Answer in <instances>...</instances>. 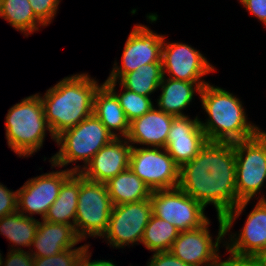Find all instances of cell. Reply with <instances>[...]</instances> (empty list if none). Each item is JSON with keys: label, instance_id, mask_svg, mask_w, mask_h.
I'll use <instances>...</instances> for the list:
<instances>
[{"label": "cell", "instance_id": "d6a6232c", "mask_svg": "<svg viewBox=\"0 0 266 266\" xmlns=\"http://www.w3.org/2000/svg\"><path fill=\"white\" fill-rule=\"evenodd\" d=\"M146 266H190L175 257L170 251L155 252Z\"/></svg>", "mask_w": 266, "mask_h": 266}, {"label": "cell", "instance_id": "9a60e30c", "mask_svg": "<svg viewBox=\"0 0 266 266\" xmlns=\"http://www.w3.org/2000/svg\"><path fill=\"white\" fill-rule=\"evenodd\" d=\"M252 208L242 230L231 233L225 249L237 257L262 258L266 254V198L262 195Z\"/></svg>", "mask_w": 266, "mask_h": 266}, {"label": "cell", "instance_id": "603a6c76", "mask_svg": "<svg viewBox=\"0 0 266 266\" xmlns=\"http://www.w3.org/2000/svg\"><path fill=\"white\" fill-rule=\"evenodd\" d=\"M105 184L113 206L149 199L152 192L130 168Z\"/></svg>", "mask_w": 266, "mask_h": 266}, {"label": "cell", "instance_id": "30bf717a", "mask_svg": "<svg viewBox=\"0 0 266 266\" xmlns=\"http://www.w3.org/2000/svg\"><path fill=\"white\" fill-rule=\"evenodd\" d=\"M149 199L113 206L107 230L101 237L110 247L124 248L139 245L146 225L152 216Z\"/></svg>", "mask_w": 266, "mask_h": 266}, {"label": "cell", "instance_id": "52a82bcc", "mask_svg": "<svg viewBox=\"0 0 266 266\" xmlns=\"http://www.w3.org/2000/svg\"><path fill=\"white\" fill-rule=\"evenodd\" d=\"M113 203L107 186L80 174V190L76 209L75 233L81 241L101 238L107 230Z\"/></svg>", "mask_w": 266, "mask_h": 266}, {"label": "cell", "instance_id": "5b68a950", "mask_svg": "<svg viewBox=\"0 0 266 266\" xmlns=\"http://www.w3.org/2000/svg\"><path fill=\"white\" fill-rule=\"evenodd\" d=\"M5 117V139H7L8 148L18 157H30L40 151L48 131L55 142L46 122L43 102L38 93L14 104Z\"/></svg>", "mask_w": 266, "mask_h": 266}, {"label": "cell", "instance_id": "3957f363", "mask_svg": "<svg viewBox=\"0 0 266 266\" xmlns=\"http://www.w3.org/2000/svg\"><path fill=\"white\" fill-rule=\"evenodd\" d=\"M199 97L202 109L208 115L205 122L200 120L208 142L236 143L250 139L261 131L248 120L243 102L229 91L208 81L201 88Z\"/></svg>", "mask_w": 266, "mask_h": 266}, {"label": "cell", "instance_id": "ac0fdd59", "mask_svg": "<svg viewBox=\"0 0 266 266\" xmlns=\"http://www.w3.org/2000/svg\"><path fill=\"white\" fill-rule=\"evenodd\" d=\"M174 117L153 106L146 114L130 122L126 139L132 147L137 144L164 148Z\"/></svg>", "mask_w": 266, "mask_h": 266}, {"label": "cell", "instance_id": "74e56055", "mask_svg": "<svg viewBox=\"0 0 266 266\" xmlns=\"http://www.w3.org/2000/svg\"><path fill=\"white\" fill-rule=\"evenodd\" d=\"M262 259L264 260L265 265H266V254L262 257Z\"/></svg>", "mask_w": 266, "mask_h": 266}, {"label": "cell", "instance_id": "2e32d148", "mask_svg": "<svg viewBox=\"0 0 266 266\" xmlns=\"http://www.w3.org/2000/svg\"><path fill=\"white\" fill-rule=\"evenodd\" d=\"M207 142L198 116L191 119L187 114L173 118L164 148L181 168L192 160Z\"/></svg>", "mask_w": 266, "mask_h": 266}, {"label": "cell", "instance_id": "7a4b0ae2", "mask_svg": "<svg viewBox=\"0 0 266 266\" xmlns=\"http://www.w3.org/2000/svg\"><path fill=\"white\" fill-rule=\"evenodd\" d=\"M101 84L88 73L64 77L40 95L46 122L56 138L93 114L94 95Z\"/></svg>", "mask_w": 266, "mask_h": 266}, {"label": "cell", "instance_id": "8d00e7d4", "mask_svg": "<svg viewBox=\"0 0 266 266\" xmlns=\"http://www.w3.org/2000/svg\"><path fill=\"white\" fill-rule=\"evenodd\" d=\"M3 256H2V254H1V252H0V266L2 265V262H3Z\"/></svg>", "mask_w": 266, "mask_h": 266}, {"label": "cell", "instance_id": "9c48e42d", "mask_svg": "<svg viewBox=\"0 0 266 266\" xmlns=\"http://www.w3.org/2000/svg\"><path fill=\"white\" fill-rule=\"evenodd\" d=\"M129 168L151 189L179 186L180 167L162 147H132Z\"/></svg>", "mask_w": 266, "mask_h": 266}, {"label": "cell", "instance_id": "f1b7e54d", "mask_svg": "<svg viewBox=\"0 0 266 266\" xmlns=\"http://www.w3.org/2000/svg\"><path fill=\"white\" fill-rule=\"evenodd\" d=\"M90 244L70 248L49 257H33L34 266H78V262L89 249Z\"/></svg>", "mask_w": 266, "mask_h": 266}, {"label": "cell", "instance_id": "d4e9b609", "mask_svg": "<svg viewBox=\"0 0 266 266\" xmlns=\"http://www.w3.org/2000/svg\"><path fill=\"white\" fill-rule=\"evenodd\" d=\"M0 18L25 37L45 27L35 17L29 0H0Z\"/></svg>", "mask_w": 266, "mask_h": 266}, {"label": "cell", "instance_id": "f546056e", "mask_svg": "<svg viewBox=\"0 0 266 266\" xmlns=\"http://www.w3.org/2000/svg\"><path fill=\"white\" fill-rule=\"evenodd\" d=\"M35 17L46 27L53 21L61 0H29Z\"/></svg>", "mask_w": 266, "mask_h": 266}, {"label": "cell", "instance_id": "e0dca14e", "mask_svg": "<svg viewBox=\"0 0 266 266\" xmlns=\"http://www.w3.org/2000/svg\"><path fill=\"white\" fill-rule=\"evenodd\" d=\"M131 149L132 145L126 138H114L79 173L88 180L105 184L129 168Z\"/></svg>", "mask_w": 266, "mask_h": 266}, {"label": "cell", "instance_id": "ffe728a7", "mask_svg": "<svg viewBox=\"0 0 266 266\" xmlns=\"http://www.w3.org/2000/svg\"><path fill=\"white\" fill-rule=\"evenodd\" d=\"M207 83L174 80L163 76L159 85L161 94L158 96L156 106L159 110L175 117L187 116L183 110L190 106L195 93L200 94L201 88Z\"/></svg>", "mask_w": 266, "mask_h": 266}, {"label": "cell", "instance_id": "5bb4252c", "mask_svg": "<svg viewBox=\"0 0 266 266\" xmlns=\"http://www.w3.org/2000/svg\"><path fill=\"white\" fill-rule=\"evenodd\" d=\"M165 39L164 35L162 47L164 77L189 82H207L203 80V76L216 71L199 50L183 42L171 43Z\"/></svg>", "mask_w": 266, "mask_h": 266}, {"label": "cell", "instance_id": "1f68e13d", "mask_svg": "<svg viewBox=\"0 0 266 266\" xmlns=\"http://www.w3.org/2000/svg\"><path fill=\"white\" fill-rule=\"evenodd\" d=\"M1 266H34L33 256L29 251L9 249L6 258H3Z\"/></svg>", "mask_w": 266, "mask_h": 266}, {"label": "cell", "instance_id": "ba28073f", "mask_svg": "<svg viewBox=\"0 0 266 266\" xmlns=\"http://www.w3.org/2000/svg\"><path fill=\"white\" fill-rule=\"evenodd\" d=\"M150 201L153 215L168 221L180 232L197 229L209 220L205 208L179 187L154 190Z\"/></svg>", "mask_w": 266, "mask_h": 266}, {"label": "cell", "instance_id": "6da1fadb", "mask_svg": "<svg viewBox=\"0 0 266 266\" xmlns=\"http://www.w3.org/2000/svg\"><path fill=\"white\" fill-rule=\"evenodd\" d=\"M236 158L233 143L207 142L180 168L179 188L204 208L212 204L224 218L238 205Z\"/></svg>", "mask_w": 266, "mask_h": 266}, {"label": "cell", "instance_id": "cb8c5ba5", "mask_svg": "<svg viewBox=\"0 0 266 266\" xmlns=\"http://www.w3.org/2000/svg\"><path fill=\"white\" fill-rule=\"evenodd\" d=\"M38 225L39 219L25 216L16 211L0 218V234L10 240L9 243H12L10 250L23 251V247H28L30 250Z\"/></svg>", "mask_w": 266, "mask_h": 266}, {"label": "cell", "instance_id": "44dd1931", "mask_svg": "<svg viewBox=\"0 0 266 266\" xmlns=\"http://www.w3.org/2000/svg\"><path fill=\"white\" fill-rule=\"evenodd\" d=\"M94 115L115 138H126L130 121L116 95L102 83L94 95Z\"/></svg>", "mask_w": 266, "mask_h": 266}, {"label": "cell", "instance_id": "7c38bea8", "mask_svg": "<svg viewBox=\"0 0 266 266\" xmlns=\"http://www.w3.org/2000/svg\"><path fill=\"white\" fill-rule=\"evenodd\" d=\"M164 34H157L149 26L136 24L125 42L121 64L115 61L105 81H118L124 74L135 71L143 64L162 63Z\"/></svg>", "mask_w": 266, "mask_h": 266}, {"label": "cell", "instance_id": "d6986e66", "mask_svg": "<svg viewBox=\"0 0 266 266\" xmlns=\"http://www.w3.org/2000/svg\"><path fill=\"white\" fill-rule=\"evenodd\" d=\"M79 242L81 240L71 225L51 223L42 219L32 242L33 248L29 252L33 257H49L74 248Z\"/></svg>", "mask_w": 266, "mask_h": 266}, {"label": "cell", "instance_id": "8992f818", "mask_svg": "<svg viewBox=\"0 0 266 266\" xmlns=\"http://www.w3.org/2000/svg\"><path fill=\"white\" fill-rule=\"evenodd\" d=\"M115 137L107 130L101 121L94 115L85 118L55 138L59 148L49 162L51 168H63L78 161H83V166L75 165L73 172H79L93 156Z\"/></svg>", "mask_w": 266, "mask_h": 266}, {"label": "cell", "instance_id": "277c9868", "mask_svg": "<svg viewBox=\"0 0 266 266\" xmlns=\"http://www.w3.org/2000/svg\"><path fill=\"white\" fill-rule=\"evenodd\" d=\"M236 158V192L238 205L233 207L223 218L225 235L234 221L242 214L251 200H257L266 181V131L261 130L256 136L233 143ZM257 196V198H256Z\"/></svg>", "mask_w": 266, "mask_h": 266}, {"label": "cell", "instance_id": "e575fe53", "mask_svg": "<svg viewBox=\"0 0 266 266\" xmlns=\"http://www.w3.org/2000/svg\"><path fill=\"white\" fill-rule=\"evenodd\" d=\"M217 266H266L262 258L237 257L229 255L226 260L219 259Z\"/></svg>", "mask_w": 266, "mask_h": 266}, {"label": "cell", "instance_id": "d590c367", "mask_svg": "<svg viewBox=\"0 0 266 266\" xmlns=\"http://www.w3.org/2000/svg\"><path fill=\"white\" fill-rule=\"evenodd\" d=\"M92 252H89V249L84 253V255L81 257L80 261L78 262V266H116L117 264H114L112 260H92L91 261V255ZM133 266V265H129Z\"/></svg>", "mask_w": 266, "mask_h": 266}, {"label": "cell", "instance_id": "4dcf8cb0", "mask_svg": "<svg viewBox=\"0 0 266 266\" xmlns=\"http://www.w3.org/2000/svg\"><path fill=\"white\" fill-rule=\"evenodd\" d=\"M17 211V190H9L0 183V218Z\"/></svg>", "mask_w": 266, "mask_h": 266}, {"label": "cell", "instance_id": "7402d4cb", "mask_svg": "<svg viewBox=\"0 0 266 266\" xmlns=\"http://www.w3.org/2000/svg\"><path fill=\"white\" fill-rule=\"evenodd\" d=\"M80 190V173L74 172L61 186L56 200L48 209L44 220L71 225L75 230L76 209Z\"/></svg>", "mask_w": 266, "mask_h": 266}, {"label": "cell", "instance_id": "836d02e7", "mask_svg": "<svg viewBox=\"0 0 266 266\" xmlns=\"http://www.w3.org/2000/svg\"><path fill=\"white\" fill-rule=\"evenodd\" d=\"M243 7L266 27V0H238Z\"/></svg>", "mask_w": 266, "mask_h": 266}, {"label": "cell", "instance_id": "4316f807", "mask_svg": "<svg viewBox=\"0 0 266 266\" xmlns=\"http://www.w3.org/2000/svg\"><path fill=\"white\" fill-rule=\"evenodd\" d=\"M180 231L168 221L151 216L141 240V244L149 251H169Z\"/></svg>", "mask_w": 266, "mask_h": 266}, {"label": "cell", "instance_id": "8fae6325", "mask_svg": "<svg viewBox=\"0 0 266 266\" xmlns=\"http://www.w3.org/2000/svg\"><path fill=\"white\" fill-rule=\"evenodd\" d=\"M217 219L219 229L214 241L209 230L210 220H208L197 229L180 232L169 251L190 266H217L221 257L220 244H225L227 239L224 219L219 216Z\"/></svg>", "mask_w": 266, "mask_h": 266}, {"label": "cell", "instance_id": "83f0119b", "mask_svg": "<svg viewBox=\"0 0 266 266\" xmlns=\"http://www.w3.org/2000/svg\"><path fill=\"white\" fill-rule=\"evenodd\" d=\"M103 83L116 95L130 122L133 119L143 116L154 106L151 97H145L130 91L124 88L119 82L118 84L123 91H121L122 93H118V89H116L117 81H105Z\"/></svg>", "mask_w": 266, "mask_h": 266}, {"label": "cell", "instance_id": "484cf974", "mask_svg": "<svg viewBox=\"0 0 266 266\" xmlns=\"http://www.w3.org/2000/svg\"><path fill=\"white\" fill-rule=\"evenodd\" d=\"M162 78V63H150L124 74L117 82L130 91L150 97L156 90H159Z\"/></svg>", "mask_w": 266, "mask_h": 266}, {"label": "cell", "instance_id": "4fadbf2b", "mask_svg": "<svg viewBox=\"0 0 266 266\" xmlns=\"http://www.w3.org/2000/svg\"><path fill=\"white\" fill-rule=\"evenodd\" d=\"M73 173L66 167L28 179L17 189V211L31 218L36 214L41 215V220L44 219L58 197L61 186Z\"/></svg>", "mask_w": 266, "mask_h": 266}]
</instances>
